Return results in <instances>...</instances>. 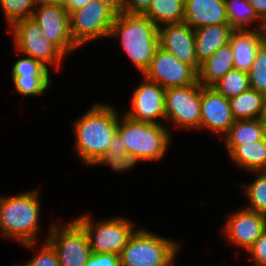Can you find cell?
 <instances>
[{"mask_svg": "<svg viewBox=\"0 0 266 266\" xmlns=\"http://www.w3.org/2000/svg\"><path fill=\"white\" fill-rule=\"evenodd\" d=\"M151 0H124L122 12L143 14L150 6Z\"/></svg>", "mask_w": 266, "mask_h": 266, "instance_id": "obj_36", "label": "cell"}, {"mask_svg": "<svg viewBox=\"0 0 266 266\" xmlns=\"http://www.w3.org/2000/svg\"><path fill=\"white\" fill-rule=\"evenodd\" d=\"M255 173L257 176L252 183L242 186L250 202L249 207L244 208L266 215V171Z\"/></svg>", "mask_w": 266, "mask_h": 266, "instance_id": "obj_27", "label": "cell"}, {"mask_svg": "<svg viewBox=\"0 0 266 266\" xmlns=\"http://www.w3.org/2000/svg\"><path fill=\"white\" fill-rule=\"evenodd\" d=\"M255 266H266V231L247 250Z\"/></svg>", "mask_w": 266, "mask_h": 266, "instance_id": "obj_34", "label": "cell"}, {"mask_svg": "<svg viewBox=\"0 0 266 266\" xmlns=\"http://www.w3.org/2000/svg\"><path fill=\"white\" fill-rule=\"evenodd\" d=\"M56 226L51 225L46 239L55 249L60 266H85L92 255L85 229L75 219L63 229Z\"/></svg>", "mask_w": 266, "mask_h": 266, "instance_id": "obj_9", "label": "cell"}, {"mask_svg": "<svg viewBox=\"0 0 266 266\" xmlns=\"http://www.w3.org/2000/svg\"><path fill=\"white\" fill-rule=\"evenodd\" d=\"M213 87L227 99H231L250 88L248 73L233 69L228 71Z\"/></svg>", "mask_w": 266, "mask_h": 266, "instance_id": "obj_26", "label": "cell"}, {"mask_svg": "<svg viewBox=\"0 0 266 266\" xmlns=\"http://www.w3.org/2000/svg\"><path fill=\"white\" fill-rule=\"evenodd\" d=\"M266 40V34L257 28L234 30L229 43L232 46L234 69L248 73L255 60L257 50Z\"/></svg>", "mask_w": 266, "mask_h": 266, "instance_id": "obj_18", "label": "cell"}, {"mask_svg": "<svg viewBox=\"0 0 266 266\" xmlns=\"http://www.w3.org/2000/svg\"><path fill=\"white\" fill-rule=\"evenodd\" d=\"M261 30L266 34V19L263 21V26Z\"/></svg>", "mask_w": 266, "mask_h": 266, "instance_id": "obj_43", "label": "cell"}, {"mask_svg": "<svg viewBox=\"0 0 266 266\" xmlns=\"http://www.w3.org/2000/svg\"><path fill=\"white\" fill-rule=\"evenodd\" d=\"M12 76H50L49 68L44 66L41 62L28 56L27 58H20L16 61L11 69Z\"/></svg>", "mask_w": 266, "mask_h": 266, "instance_id": "obj_31", "label": "cell"}, {"mask_svg": "<svg viewBox=\"0 0 266 266\" xmlns=\"http://www.w3.org/2000/svg\"><path fill=\"white\" fill-rule=\"evenodd\" d=\"M258 120L266 129V100L264 102V105L262 106Z\"/></svg>", "mask_w": 266, "mask_h": 266, "instance_id": "obj_42", "label": "cell"}, {"mask_svg": "<svg viewBox=\"0 0 266 266\" xmlns=\"http://www.w3.org/2000/svg\"><path fill=\"white\" fill-rule=\"evenodd\" d=\"M158 35L159 47L199 72L201 64L196 56L194 29L185 22L166 24L159 27Z\"/></svg>", "mask_w": 266, "mask_h": 266, "instance_id": "obj_14", "label": "cell"}, {"mask_svg": "<svg viewBox=\"0 0 266 266\" xmlns=\"http://www.w3.org/2000/svg\"><path fill=\"white\" fill-rule=\"evenodd\" d=\"M233 61L232 46L227 43L201 63L198 82L205 87H213L228 71L234 69Z\"/></svg>", "mask_w": 266, "mask_h": 266, "instance_id": "obj_20", "label": "cell"}, {"mask_svg": "<svg viewBox=\"0 0 266 266\" xmlns=\"http://www.w3.org/2000/svg\"><path fill=\"white\" fill-rule=\"evenodd\" d=\"M225 7L229 24L234 30H247L253 22H260L257 28L262 29L263 21L248 0H225Z\"/></svg>", "mask_w": 266, "mask_h": 266, "instance_id": "obj_25", "label": "cell"}, {"mask_svg": "<svg viewBox=\"0 0 266 266\" xmlns=\"http://www.w3.org/2000/svg\"><path fill=\"white\" fill-rule=\"evenodd\" d=\"M127 153L141 160L157 161L163 158L170 143V132L163 124L138 122L126 115L117 126Z\"/></svg>", "mask_w": 266, "mask_h": 266, "instance_id": "obj_4", "label": "cell"}, {"mask_svg": "<svg viewBox=\"0 0 266 266\" xmlns=\"http://www.w3.org/2000/svg\"><path fill=\"white\" fill-rule=\"evenodd\" d=\"M233 31L234 29L230 24L211 25L195 29V50L199 63L201 64L220 47L229 43Z\"/></svg>", "mask_w": 266, "mask_h": 266, "instance_id": "obj_19", "label": "cell"}, {"mask_svg": "<svg viewBox=\"0 0 266 266\" xmlns=\"http://www.w3.org/2000/svg\"><path fill=\"white\" fill-rule=\"evenodd\" d=\"M31 18L40 25L43 36L55 44L65 55L78 48L72 40L70 14L64 6L38 5Z\"/></svg>", "mask_w": 266, "mask_h": 266, "instance_id": "obj_12", "label": "cell"}, {"mask_svg": "<svg viewBox=\"0 0 266 266\" xmlns=\"http://www.w3.org/2000/svg\"><path fill=\"white\" fill-rule=\"evenodd\" d=\"M107 6L116 16L123 10L124 0H97Z\"/></svg>", "mask_w": 266, "mask_h": 266, "instance_id": "obj_39", "label": "cell"}, {"mask_svg": "<svg viewBox=\"0 0 266 266\" xmlns=\"http://www.w3.org/2000/svg\"><path fill=\"white\" fill-rule=\"evenodd\" d=\"M91 0H65L64 7L66 8L67 12L70 14L71 12L82 8Z\"/></svg>", "mask_w": 266, "mask_h": 266, "instance_id": "obj_40", "label": "cell"}, {"mask_svg": "<svg viewBox=\"0 0 266 266\" xmlns=\"http://www.w3.org/2000/svg\"><path fill=\"white\" fill-rule=\"evenodd\" d=\"M225 146H238L265 138V128L258 119L235 120L224 135Z\"/></svg>", "mask_w": 266, "mask_h": 266, "instance_id": "obj_23", "label": "cell"}, {"mask_svg": "<svg viewBox=\"0 0 266 266\" xmlns=\"http://www.w3.org/2000/svg\"><path fill=\"white\" fill-rule=\"evenodd\" d=\"M229 100L235 120L258 119L266 95L249 88Z\"/></svg>", "mask_w": 266, "mask_h": 266, "instance_id": "obj_24", "label": "cell"}, {"mask_svg": "<svg viewBox=\"0 0 266 266\" xmlns=\"http://www.w3.org/2000/svg\"><path fill=\"white\" fill-rule=\"evenodd\" d=\"M144 79L133 92L132 110L125 115L134 121L161 124L157 122V118L166 119V89L156 82Z\"/></svg>", "mask_w": 266, "mask_h": 266, "instance_id": "obj_13", "label": "cell"}, {"mask_svg": "<svg viewBox=\"0 0 266 266\" xmlns=\"http://www.w3.org/2000/svg\"><path fill=\"white\" fill-rule=\"evenodd\" d=\"M118 123V112L104 103L94 104L73 123L75 149L84 164L95 165L107 153Z\"/></svg>", "mask_w": 266, "mask_h": 266, "instance_id": "obj_1", "label": "cell"}, {"mask_svg": "<svg viewBox=\"0 0 266 266\" xmlns=\"http://www.w3.org/2000/svg\"><path fill=\"white\" fill-rule=\"evenodd\" d=\"M249 4L254 8L258 17L264 21L266 19V0H248Z\"/></svg>", "mask_w": 266, "mask_h": 266, "instance_id": "obj_38", "label": "cell"}, {"mask_svg": "<svg viewBox=\"0 0 266 266\" xmlns=\"http://www.w3.org/2000/svg\"><path fill=\"white\" fill-rule=\"evenodd\" d=\"M178 248L173 240L135 229L119 255L120 266H171Z\"/></svg>", "mask_w": 266, "mask_h": 266, "instance_id": "obj_5", "label": "cell"}, {"mask_svg": "<svg viewBox=\"0 0 266 266\" xmlns=\"http://www.w3.org/2000/svg\"><path fill=\"white\" fill-rule=\"evenodd\" d=\"M36 6L38 5H60L63 6L65 0H34Z\"/></svg>", "mask_w": 266, "mask_h": 266, "instance_id": "obj_41", "label": "cell"}, {"mask_svg": "<svg viewBox=\"0 0 266 266\" xmlns=\"http://www.w3.org/2000/svg\"><path fill=\"white\" fill-rule=\"evenodd\" d=\"M38 191L0 197V234L27 247H34L39 229Z\"/></svg>", "mask_w": 266, "mask_h": 266, "instance_id": "obj_3", "label": "cell"}, {"mask_svg": "<svg viewBox=\"0 0 266 266\" xmlns=\"http://www.w3.org/2000/svg\"><path fill=\"white\" fill-rule=\"evenodd\" d=\"M223 231L231 244L247 251L266 231V216L241 208L229 215Z\"/></svg>", "mask_w": 266, "mask_h": 266, "instance_id": "obj_15", "label": "cell"}, {"mask_svg": "<svg viewBox=\"0 0 266 266\" xmlns=\"http://www.w3.org/2000/svg\"><path fill=\"white\" fill-rule=\"evenodd\" d=\"M166 119L176 127L198 128L201 124V84L171 87L165 90Z\"/></svg>", "mask_w": 266, "mask_h": 266, "instance_id": "obj_10", "label": "cell"}, {"mask_svg": "<svg viewBox=\"0 0 266 266\" xmlns=\"http://www.w3.org/2000/svg\"><path fill=\"white\" fill-rule=\"evenodd\" d=\"M20 266H60V264L55 249L46 240L36 256Z\"/></svg>", "mask_w": 266, "mask_h": 266, "instance_id": "obj_33", "label": "cell"}, {"mask_svg": "<svg viewBox=\"0 0 266 266\" xmlns=\"http://www.w3.org/2000/svg\"><path fill=\"white\" fill-rule=\"evenodd\" d=\"M142 75L164 89L188 86L198 81V73L191 66L182 63L161 47H158L153 60Z\"/></svg>", "mask_w": 266, "mask_h": 266, "instance_id": "obj_11", "label": "cell"}, {"mask_svg": "<svg viewBox=\"0 0 266 266\" xmlns=\"http://www.w3.org/2000/svg\"><path fill=\"white\" fill-rule=\"evenodd\" d=\"M16 49L26 56L60 69V63L66 56L55 44L43 36L40 25L31 17L19 19L10 25Z\"/></svg>", "mask_w": 266, "mask_h": 266, "instance_id": "obj_7", "label": "cell"}, {"mask_svg": "<svg viewBox=\"0 0 266 266\" xmlns=\"http://www.w3.org/2000/svg\"><path fill=\"white\" fill-rule=\"evenodd\" d=\"M139 160H141L139 157L130 155L127 152L106 153L100 160H98V162L95 163V165L107 164L114 170L126 171L133 168Z\"/></svg>", "mask_w": 266, "mask_h": 266, "instance_id": "obj_32", "label": "cell"}, {"mask_svg": "<svg viewBox=\"0 0 266 266\" xmlns=\"http://www.w3.org/2000/svg\"><path fill=\"white\" fill-rule=\"evenodd\" d=\"M231 159L244 170L266 171V138L238 146H226Z\"/></svg>", "mask_w": 266, "mask_h": 266, "instance_id": "obj_21", "label": "cell"}, {"mask_svg": "<svg viewBox=\"0 0 266 266\" xmlns=\"http://www.w3.org/2000/svg\"><path fill=\"white\" fill-rule=\"evenodd\" d=\"M185 0H151L143 13L158 28L173 23L184 22Z\"/></svg>", "mask_w": 266, "mask_h": 266, "instance_id": "obj_22", "label": "cell"}, {"mask_svg": "<svg viewBox=\"0 0 266 266\" xmlns=\"http://www.w3.org/2000/svg\"><path fill=\"white\" fill-rule=\"evenodd\" d=\"M116 15L104 4L91 0L82 8L70 13V32L78 46L97 38L109 37Z\"/></svg>", "mask_w": 266, "mask_h": 266, "instance_id": "obj_8", "label": "cell"}, {"mask_svg": "<svg viewBox=\"0 0 266 266\" xmlns=\"http://www.w3.org/2000/svg\"><path fill=\"white\" fill-rule=\"evenodd\" d=\"M248 78L250 88L266 95V40L257 50Z\"/></svg>", "mask_w": 266, "mask_h": 266, "instance_id": "obj_28", "label": "cell"}, {"mask_svg": "<svg viewBox=\"0 0 266 266\" xmlns=\"http://www.w3.org/2000/svg\"><path fill=\"white\" fill-rule=\"evenodd\" d=\"M158 29L143 14L121 12L114 18L109 37L120 38L122 50L143 74L159 47Z\"/></svg>", "mask_w": 266, "mask_h": 266, "instance_id": "obj_2", "label": "cell"}, {"mask_svg": "<svg viewBox=\"0 0 266 266\" xmlns=\"http://www.w3.org/2000/svg\"><path fill=\"white\" fill-rule=\"evenodd\" d=\"M15 89L24 96L42 94L51 85L50 76H11Z\"/></svg>", "mask_w": 266, "mask_h": 266, "instance_id": "obj_29", "label": "cell"}, {"mask_svg": "<svg viewBox=\"0 0 266 266\" xmlns=\"http://www.w3.org/2000/svg\"><path fill=\"white\" fill-rule=\"evenodd\" d=\"M85 266H120V257L114 253L92 252Z\"/></svg>", "mask_w": 266, "mask_h": 266, "instance_id": "obj_35", "label": "cell"}, {"mask_svg": "<svg viewBox=\"0 0 266 266\" xmlns=\"http://www.w3.org/2000/svg\"><path fill=\"white\" fill-rule=\"evenodd\" d=\"M0 5L9 26L19 19L30 18L36 8L34 0H0Z\"/></svg>", "mask_w": 266, "mask_h": 266, "instance_id": "obj_30", "label": "cell"}, {"mask_svg": "<svg viewBox=\"0 0 266 266\" xmlns=\"http://www.w3.org/2000/svg\"><path fill=\"white\" fill-rule=\"evenodd\" d=\"M127 152L123 140L118 132L111 139L107 153Z\"/></svg>", "mask_w": 266, "mask_h": 266, "instance_id": "obj_37", "label": "cell"}, {"mask_svg": "<svg viewBox=\"0 0 266 266\" xmlns=\"http://www.w3.org/2000/svg\"><path fill=\"white\" fill-rule=\"evenodd\" d=\"M89 214L75 220L85 229L89 245L94 253H114L120 255L129 237L134 233L133 223L124 218L92 221Z\"/></svg>", "mask_w": 266, "mask_h": 266, "instance_id": "obj_6", "label": "cell"}, {"mask_svg": "<svg viewBox=\"0 0 266 266\" xmlns=\"http://www.w3.org/2000/svg\"><path fill=\"white\" fill-rule=\"evenodd\" d=\"M184 22L192 29L229 24L225 0H185Z\"/></svg>", "mask_w": 266, "mask_h": 266, "instance_id": "obj_17", "label": "cell"}, {"mask_svg": "<svg viewBox=\"0 0 266 266\" xmlns=\"http://www.w3.org/2000/svg\"><path fill=\"white\" fill-rule=\"evenodd\" d=\"M201 124L200 128L210 129L223 136L235 122L230 100L214 87L201 85Z\"/></svg>", "mask_w": 266, "mask_h": 266, "instance_id": "obj_16", "label": "cell"}]
</instances>
